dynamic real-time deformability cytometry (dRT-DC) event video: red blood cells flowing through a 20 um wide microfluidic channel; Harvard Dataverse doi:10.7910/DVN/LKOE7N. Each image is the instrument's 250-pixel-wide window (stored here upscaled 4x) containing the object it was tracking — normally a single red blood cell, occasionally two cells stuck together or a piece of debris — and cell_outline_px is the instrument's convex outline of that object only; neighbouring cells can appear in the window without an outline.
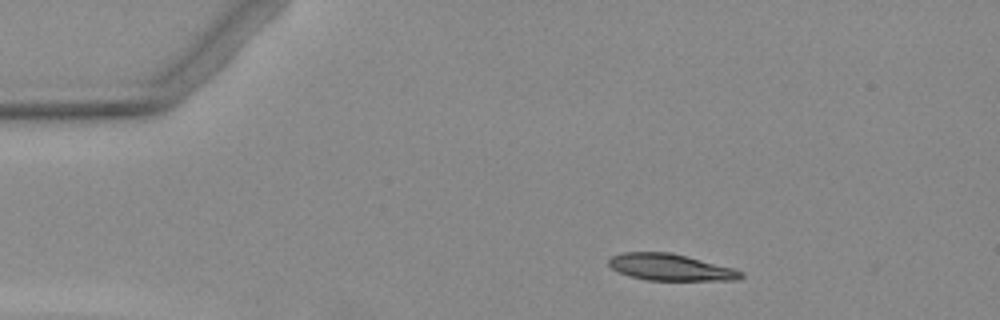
{"species": "Egyptian fruit bat (a non-hibernating species)", "species_latin": "Rousettus aegyptiacus", "temperature_condition": "warm", "stored_images_in_passage": 6, "camera_frame_rate_fps": 3000, "um_per_image_px": 0.085, "animal": {"sex": "female"}, "frame": {"image": 1, "passage_image": 1, "time_ms": 0.0, "image_size_px": [1000, 320], "cell_outline_px": [[744, 276], [740, 280], [648, 280], [632, 276], [620, 272], [612, 268], [608, 264], [608, 260], [612, 256], [624, 252], [672, 252], [732, 268], [744, 272]], "centroid_in_image_um": [57.01, 22.71], "position_along_channel_um": 28.0, "area_um2": 20.35}}
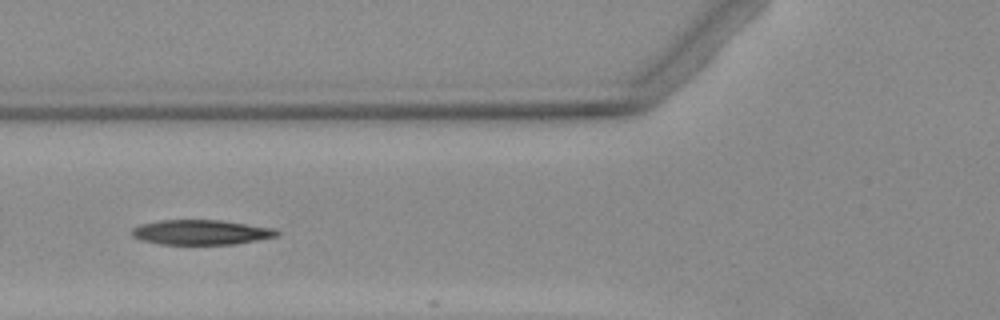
{"frame": {"image": 2, "passage_image": 4, "time_ms": 3.667, "image_size_px": [1000, 320], "cell_outline_px": [[280, 236], [236, 244], [160, 244], [140, 240], [132, 236], [132, 228], [140, 224], [160, 220], [220, 220], [276, 228], [280, 232]], "centroid_in_image_um": [17.12, 19.74], "position_along_channel_um": 108.7, "area_um2": 21.21}}
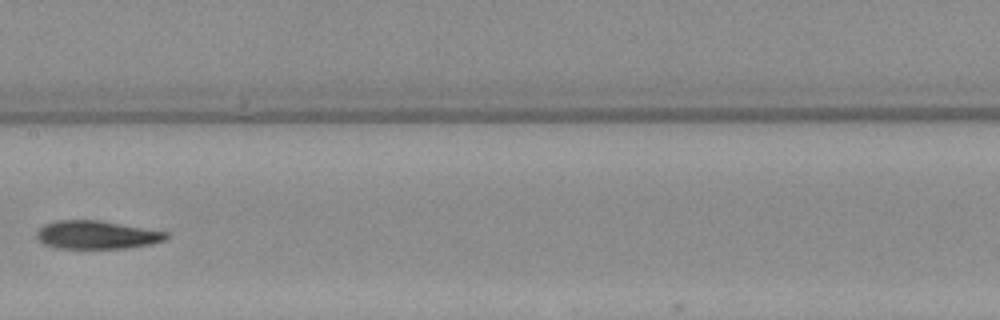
{"frame": {"image": 3, "passage_image": 6, "time_ms": 6.0, "image_size_px": [1000, 320], "cell_outline_px": [[168, 236], [164, 240], [148, 244], [124, 248], [60, 248], [44, 244], [36, 236], [36, 232], [44, 224], [56, 220], [100, 220], [168, 232]], "centroid_in_image_um": [8.19, 19.95], "position_along_channel_um": 199.2, "area_um2": 21.1}}